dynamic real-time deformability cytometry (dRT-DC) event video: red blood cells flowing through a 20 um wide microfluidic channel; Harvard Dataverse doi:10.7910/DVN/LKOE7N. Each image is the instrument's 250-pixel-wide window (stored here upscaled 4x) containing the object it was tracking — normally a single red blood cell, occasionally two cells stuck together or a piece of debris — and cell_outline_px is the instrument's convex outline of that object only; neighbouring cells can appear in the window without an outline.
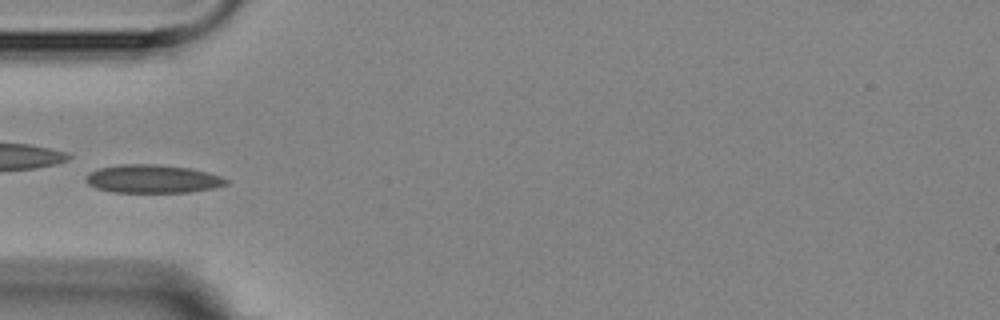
{"species": "Egyptian fruit bat (a non-hibernating species)", "species_latin": "Rousettus aegyptiacus", "temperature_condition": "room temperature", "stored_images_in_passage": 4, "camera_frame_rate_fps": 3000, "um_per_image_px": 0.085, "animal": {"sex": "female"}, "frame": {"image": 1, "passage_image": 4, "time_ms": 3.333, "image_size_px": [1000, 320], "cell_outline_px": [[228, 184], [216, 188], [188, 192], [112, 192], [96, 188], [88, 184], [84, 180], [84, 176], [88, 172], [100, 168], [120, 164], [156, 164], [192, 168], [208, 172], [220, 176], [228, 180]], "centroid_in_image_um": [12.96, 15.2], "position_along_channel_um": 72.0, "area_um2": 23.35}}